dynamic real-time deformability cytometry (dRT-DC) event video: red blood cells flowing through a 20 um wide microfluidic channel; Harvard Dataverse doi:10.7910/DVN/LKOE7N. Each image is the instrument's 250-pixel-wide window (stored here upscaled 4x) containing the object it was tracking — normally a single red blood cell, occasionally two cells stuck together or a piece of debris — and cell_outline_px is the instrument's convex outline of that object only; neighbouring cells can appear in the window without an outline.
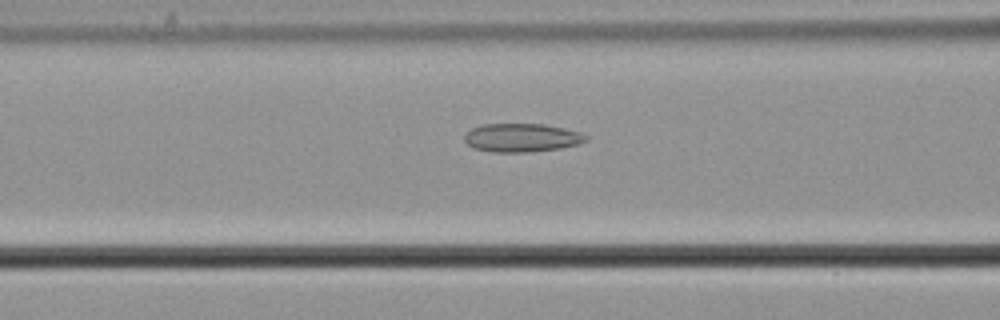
{"species": "common noctule bat (a hibernating species)", "species_latin": "Nyctalus noctula", "temperature_condition": "cold", "stored_images_in_passage": 44, "camera_frame_rate_fps": 3000, "um_per_image_px": 0.085, "animal": {"sex": "male", "body_mass_g": 21.5, "forearm_length_mm": 52.0}, "frame": {"image": 1, "passage_image": 11, "time_ms": 3.333, "image_size_px": [1000, 320], "cell_outline_px": [[588, 140], [580, 144], [560, 148], [524, 152], [492, 152], [472, 148], [464, 140], [464, 136], [472, 128], [484, 124], [544, 124], [564, 128], [580, 132], [588, 136]], "centroid_in_image_um": [44.36, 11.7], "position_along_channel_um": 122.2, "area_um2": 20.17}}
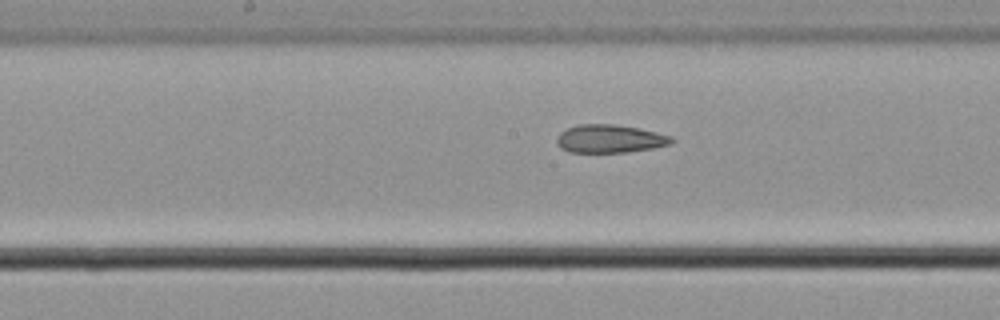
{"frame": {"image": 2, "passage_image": 17, "time_ms": 5.333, "image_size_px": [1000, 320], "cell_outline_px": [[676, 140], [672, 144], [652, 148], [628, 152], [568, 152], [560, 148], [556, 144], [556, 136], [560, 132], [576, 124], [616, 124], [656, 132], [672, 136]], "centroid_in_image_um": [51.82, 11.79], "position_along_channel_um": 196.4, "area_um2": 19.02}}
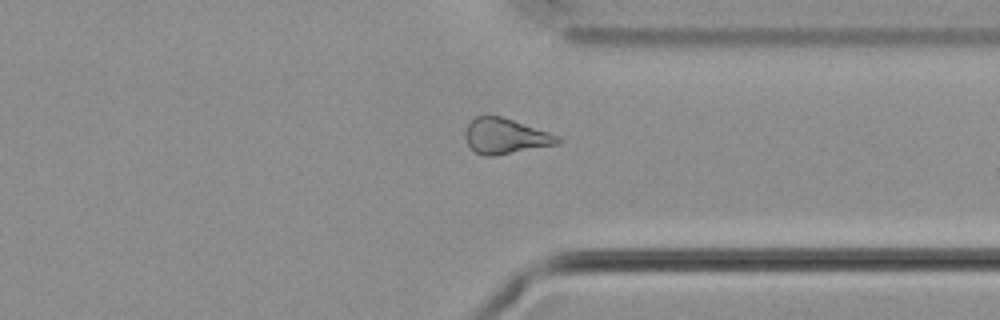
{"frame": {"image": 3, "passage_image": 31, "time_ms": 10.0, "image_size_px": [1000, 320], "cell_outline_px": [[564, 140], [560, 144], [492, 156], [484, 156], [476, 152], [468, 144], [464, 136], [464, 132], [468, 124], [476, 116], [500, 116], [560, 136]], "centroid_in_image_um": [42.98, 11.58], "position_along_channel_um": 368.4, "area_um2": 18.96}, "authors_computed_cell_mechanics": {"area_um2": 19.9988, "velocity_mm_per_s": 3.6974, "shape_relaxation_time_tau1_ms": null, "shape_relaxation_time_tau2_ms": 5.6508, "deformation_change_tau1": null, "deformation_change_tau2": 0.1548}}